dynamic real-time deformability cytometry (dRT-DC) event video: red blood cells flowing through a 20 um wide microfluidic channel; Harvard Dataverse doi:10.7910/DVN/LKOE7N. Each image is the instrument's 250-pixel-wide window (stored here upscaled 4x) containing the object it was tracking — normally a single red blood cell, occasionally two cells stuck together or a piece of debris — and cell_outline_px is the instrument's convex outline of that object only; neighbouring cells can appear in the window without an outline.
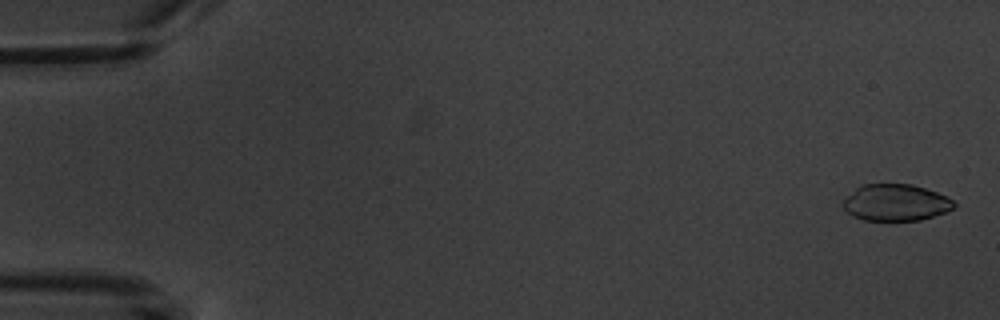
{"species": "common noctule bat (a hibernating species)", "species_latin": "Nyctalus noctula", "temperature_condition": "warm", "stored_images_in_passage": 7, "camera_frame_rate_fps": 3000, "um_per_image_px": 0.085, "animal": {"sex": "male", "body_mass_g": 20.1, "forearm_length_mm": 53.5}, "frame": {"image": 1, "passage_image": 1, "time_ms": 0.0, "image_size_px": [1000, 320], "cell_outline_px": [[956, 208], [920, 220], [864, 220], [852, 216], [844, 208], [844, 200], [856, 188], [864, 184], [912, 184], [948, 196], [956, 204]], "centroid_in_image_um": [76.17, 17.22], "position_along_channel_um": 8.8, "area_um2": 23.47}}
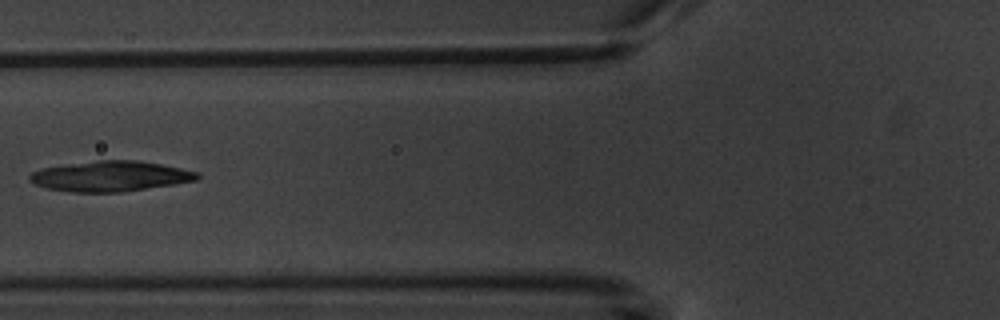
{"frame": {"image": 2, "passage_image": 6, "time_ms": 7.0, "image_size_px": [1000, 320], "cell_outline_px": [[200, 176], [196, 180], [172, 184], [120, 192], [72, 192], [48, 188], [36, 184], [28, 180], [28, 176], [32, 172], [40, 168], [96, 160], [136, 160], [160, 164], [200, 172]], "centroid_in_image_um": [9.35, 14.97], "position_along_channel_um": 116.4, "area_um2": 29.42}}
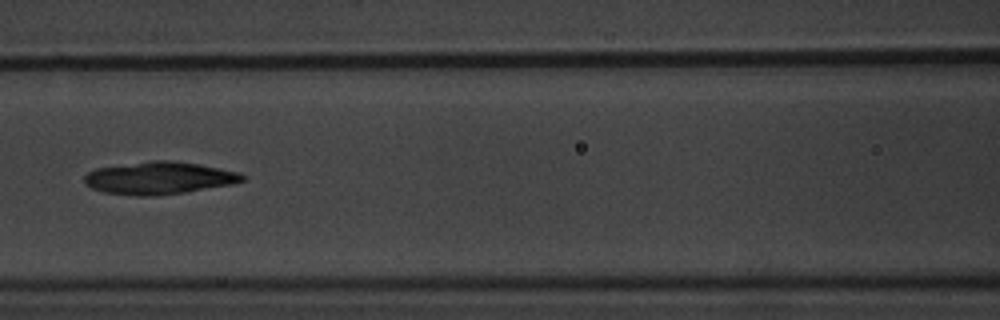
{"frame": {"image": 3, "passage_image": 7, "time_ms": 8.0, "image_size_px": [1000, 320], "cell_outline_px": [[244, 180], [232, 184], [184, 192], [152, 196], [140, 196], [104, 192], [92, 188], [84, 184], [84, 176], [88, 172], [96, 168], [152, 160], [168, 160], [196, 164], [240, 172], [244, 176]], "centroid_in_image_um": [13.49, 15.13], "position_along_channel_um": 153.1, "area_um2": 29.59}}